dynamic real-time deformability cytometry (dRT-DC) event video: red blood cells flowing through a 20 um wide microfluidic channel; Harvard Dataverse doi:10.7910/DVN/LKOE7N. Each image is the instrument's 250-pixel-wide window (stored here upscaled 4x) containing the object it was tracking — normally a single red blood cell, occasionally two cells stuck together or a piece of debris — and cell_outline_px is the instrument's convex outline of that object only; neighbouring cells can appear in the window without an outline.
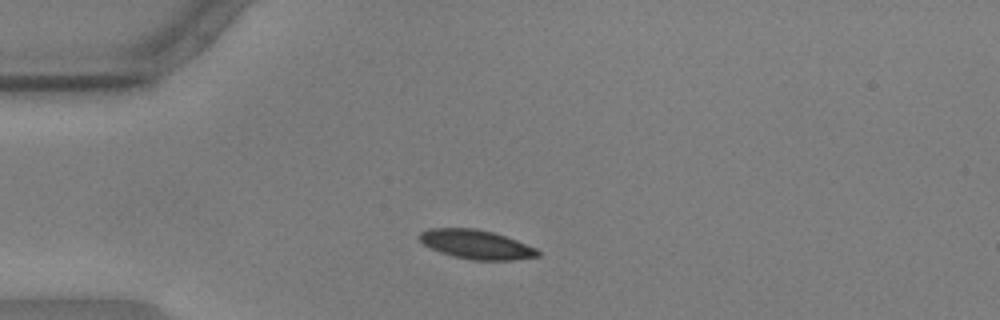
{"species": "common noctule bat (a hibernating species)", "species_latin": "Nyctalus noctula", "temperature_condition": "warm", "stored_images_in_passage": 43, "camera_frame_rate_fps": 3000, "um_per_image_px": 0.085, "animal": {"sex": "male", "body_mass_g": 17.9, "forearm_length_mm": 54.2}, "frame": {"image": 1, "passage_image": 1, "time_ms": 0.0, "image_size_px": [1000, 320], "cell_outline_px": [[540, 256], [512, 260], [472, 260], [440, 252], [424, 244], [416, 236], [420, 232], [428, 228], [476, 228], [492, 232], [516, 240], [536, 248], [540, 252]], "centroid_in_image_um": [40.46, 20.77], "position_along_channel_um": 44.5, "area_um2": 19.94}}
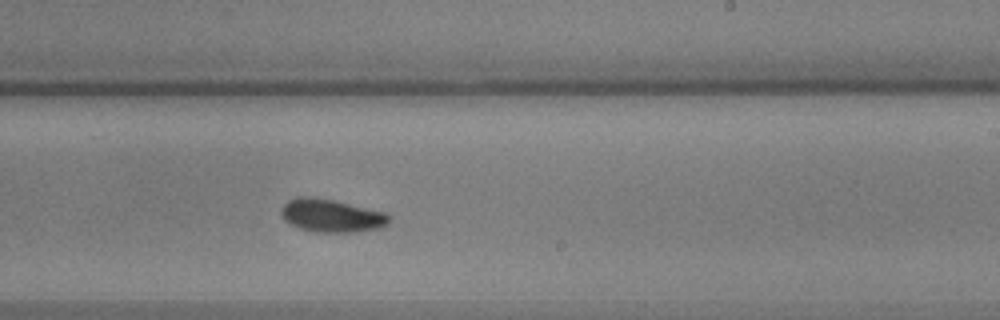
{"frame": {"image": 2, "passage_image": 21, "time_ms": 6.667, "image_size_px": [1000, 320], "cell_outline_px": [[388, 224], [380, 228], [356, 232], [316, 232], [300, 228], [284, 220], [280, 212], [280, 208], [288, 200], [296, 196], [308, 196], [332, 200], [384, 212], [388, 216]], "centroid_in_image_um": [28.12, 18.33], "position_along_channel_um": 260.9, "area_um2": 20.58}}
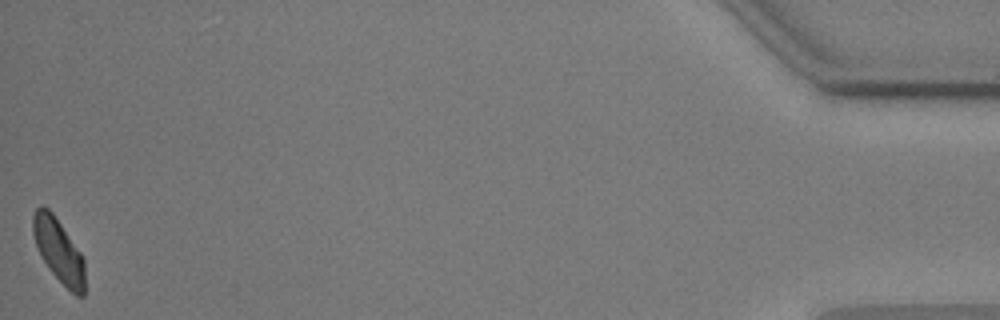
{"frame": {"image": 3, "passage_image": 43, "time_ms": 14.0, "image_size_px": [1000, 320], "cell_outline_px": [[84, 296], [76, 296], [48, 268], [40, 256], [32, 232], [32, 216], [36, 208], [40, 204], [48, 208], [52, 212], [80, 252], [84, 260]], "centroid_in_image_um": [4.96, 21.26], "position_along_channel_um": 430.2, "area_um2": 19.02}, "authors_computed_cell_mechanics": {"area_um2": 20.2878, "velocity_mm_per_s": 3.5642, "shape_relaxation_time_tau1_ms": 6.694, "shape_relaxation_time_tau2_ms": 3.6029, "deformation_change_tau1": 0.1803, "deformation_change_tau2": 0.0734}}